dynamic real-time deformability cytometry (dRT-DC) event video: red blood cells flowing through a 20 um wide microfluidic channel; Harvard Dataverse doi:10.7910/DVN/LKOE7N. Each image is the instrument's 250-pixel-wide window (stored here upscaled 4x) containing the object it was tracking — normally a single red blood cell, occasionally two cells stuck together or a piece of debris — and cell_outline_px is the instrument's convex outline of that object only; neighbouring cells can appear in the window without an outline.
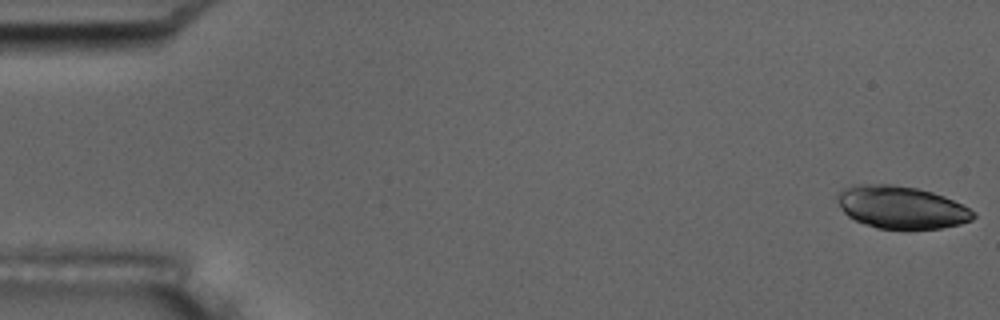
{"species": "common noctule bat (a hibernating species)", "species_latin": "Nyctalus noctula", "temperature_condition": "room temperature", "stored_images_in_passage": 54, "camera_frame_rate_fps": 3000, "um_per_image_px": 0.085, "animal": {"sex": "male", "body_mass_g": 17.5, "forearm_length_mm": 52.3}, "frame": {"image": 1, "passage_image": 1, "time_ms": 0.0, "image_size_px": [1000, 320], "cell_outline_px": [[976, 216], [972, 220], [960, 224], [940, 228], [876, 228], [864, 224], [848, 216], [844, 212], [836, 200], [836, 192], [852, 184], [892, 184], [916, 188], [932, 192], [944, 196], [976, 212]], "centroid_in_image_um": [76.57, 17.6], "position_along_channel_um": 8.4, "area_um2": 33.64}}